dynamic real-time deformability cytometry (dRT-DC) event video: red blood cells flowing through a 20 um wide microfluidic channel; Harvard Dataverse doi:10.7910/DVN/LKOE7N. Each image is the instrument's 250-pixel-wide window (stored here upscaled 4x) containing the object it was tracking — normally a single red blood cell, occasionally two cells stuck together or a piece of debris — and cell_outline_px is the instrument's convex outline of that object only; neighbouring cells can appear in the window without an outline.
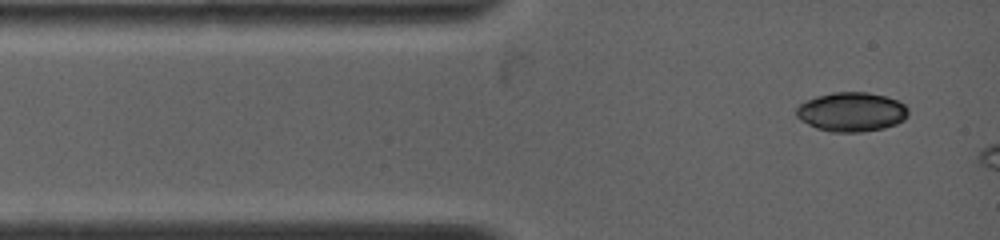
{"species": "common noctule bat (a hibernating species)", "species_latin": "Nyctalus noctula", "temperature_condition": "warm", "stored_images_in_passage": 4, "camera_frame_rate_fps": 4500, "um_per_image_px": 0.085, "animal": {"sex": "female", "body_mass_g": 19.0, "forearm_length_mm": 53.3}, "frame": {"image": 1, "passage_image": 1, "time_ms": 0.0, "image_size_px": [1000, 240], "cell_outline_px": [[908, 116], [904, 120], [896, 124], [884, 128], [860, 132], [832, 132], [816, 128], [800, 120], [796, 116], [796, 108], [800, 104], [816, 96], [832, 92], [868, 92], [888, 96], [904, 104], [908, 108]], "centroid_in_image_um": [72.39, 9.51], "position_along_channel_um": 12.6, "area_um2": 25.78}}